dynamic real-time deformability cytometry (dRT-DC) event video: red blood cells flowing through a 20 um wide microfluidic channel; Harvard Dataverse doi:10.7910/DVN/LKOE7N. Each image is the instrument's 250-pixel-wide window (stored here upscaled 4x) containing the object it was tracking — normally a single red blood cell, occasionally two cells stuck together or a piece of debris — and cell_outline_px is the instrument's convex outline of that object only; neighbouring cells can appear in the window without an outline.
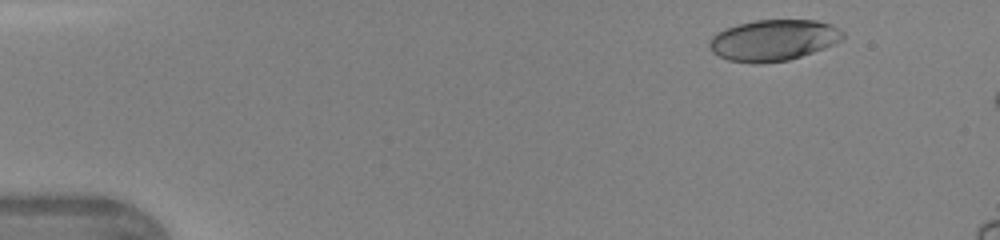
{"species": "human", "species_latin": "Homo sapiens", "temperature_condition": "warm", "stored_images_in_passage": 42, "camera_frame_rate_fps": 3000, "um_per_image_px": 0.085, "donor": {"sex": "female"}, "frame": {"image": 1, "passage_image": 1, "time_ms": 0.0, "image_size_px": [1000, 240], "cell_outline_px": [[844, 36], [840, 40], [824, 48], [788, 60], [760, 64], [752, 64], [728, 60], [712, 52], [708, 44], [712, 36], [716, 32], [740, 24], [756, 20], [816, 20], [832, 24], [844, 32]], "centroid_in_image_um": [65.73, 3.42], "position_along_channel_um": 19.3, "area_um2": 31.91}}
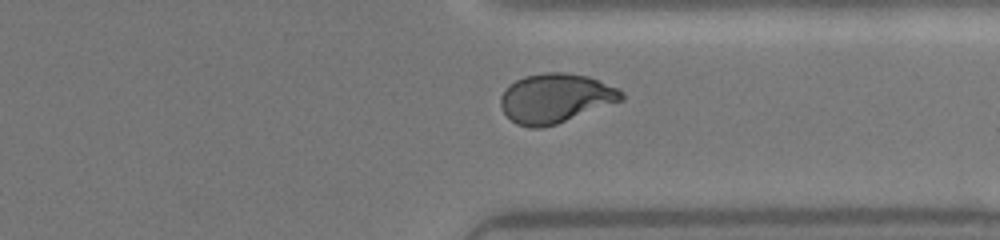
{"frame": {"image": 2, "passage_image": 32, "time_ms": 10.333, "image_size_px": [1000, 240], "cell_outline_px": [[624, 100], [556, 124], [540, 128], [532, 128], [516, 124], [504, 112], [500, 104], [500, 96], [504, 88], [508, 84], [524, 76], [544, 72], [564, 72], [588, 76], [620, 88], [624, 92]], "centroid_in_image_um": [47.22, 8.33], "position_along_channel_um": 364.2, "area_um2": 35.03}}
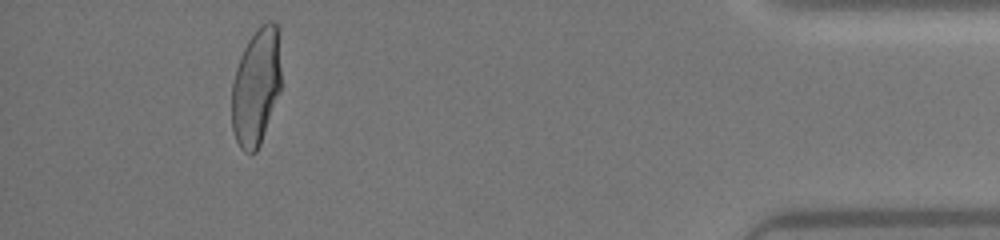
{"frame": {"image": 3, "passage_image": 39, "time_ms": 12.667, "image_size_px": [1000, 240], "cell_outline_px": [[280, 92], [260, 144], [256, 152], [244, 152], [240, 148], [236, 140], [232, 128], [232, 84], [236, 68], [244, 48], [248, 40], [260, 24], [268, 20], [272, 20], [276, 24], [280, 68]], "centroid_in_image_um": [21.76, 7.39], "position_along_channel_um": 413.4, "area_um2": 33.47}, "authors_computed_cell_mechanics": {"area_um2": 34.1309, "velocity_mm_per_s": 4.3629, "shape_relaxation_time_tau1_ms": 4.2624, "shape_relaxation_time_tau2_ms": 0.6953, "deformation_change_tau1": 0.1913, "deformation_change_tau2": 0.0568}}